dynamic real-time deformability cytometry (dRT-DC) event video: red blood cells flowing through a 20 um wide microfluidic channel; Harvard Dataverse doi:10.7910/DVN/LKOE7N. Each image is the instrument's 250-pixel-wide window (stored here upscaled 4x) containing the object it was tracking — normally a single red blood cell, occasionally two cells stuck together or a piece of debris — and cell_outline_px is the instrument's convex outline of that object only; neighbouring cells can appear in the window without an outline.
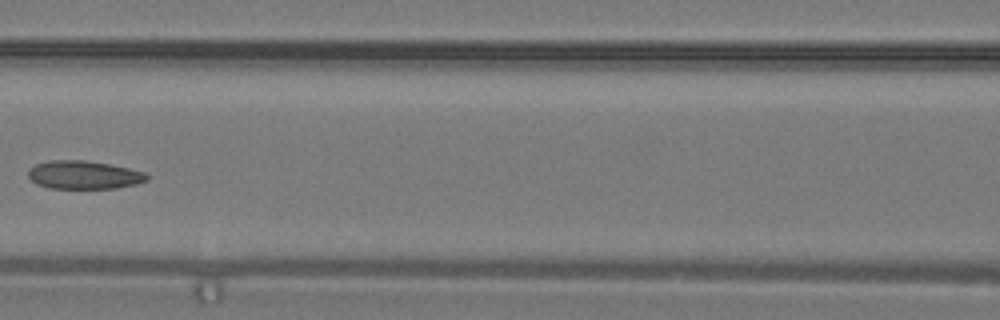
{"species": "common noctule bat (a hibernating species)", "species_latin": "Nyctalus noctula", "temperature_condition": "warm", "stored_images_in_passage": 34, "camera_frame_rate_fps": 3000, "um_per_image_px": 0.085, "animal": {"sex": "male", "body_mass_g": 19.2, "forearm_length_mm": 51.8}, "frame": {"image": 1, "passage_image": 16, "time_ms": 5.0, "image_size_px": [1000, 320], "cell_outline_px": [[148, 180], [136, 184], [116, 188], [48, 188], [36, 184], [28, 176], [28, 168], [36, 164], [48, 160], [84, 160], [108, 164], [128, 168], [144, 172], [148, 176]], "centroid_in_image_um": [7.09, 14.86], "position_along_channel_um": 159.5, "area_um2": 19.54}}
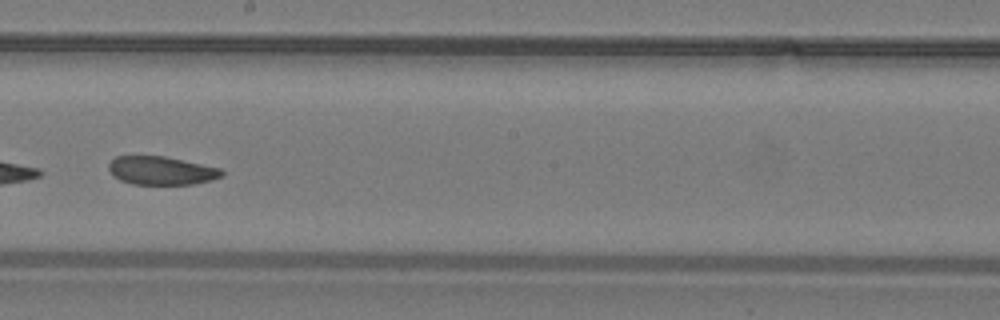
{"frame": {"image": 2, "passage_image": 20, "time_ms": 6.333, "image_size_px": [1000, 320], "cell_outline_px": [[224, 176], [212, 180], [192, 184], [132, 184], [120, 180], [112, 176], [108, 168], [108, 164], [116, 156], [164, 156], [220, 168], [224, 172]], "centroid_in_image_um": [13.7, 14.5], "position_along_channel_um": 234.5, "area_um2": 18.73}}
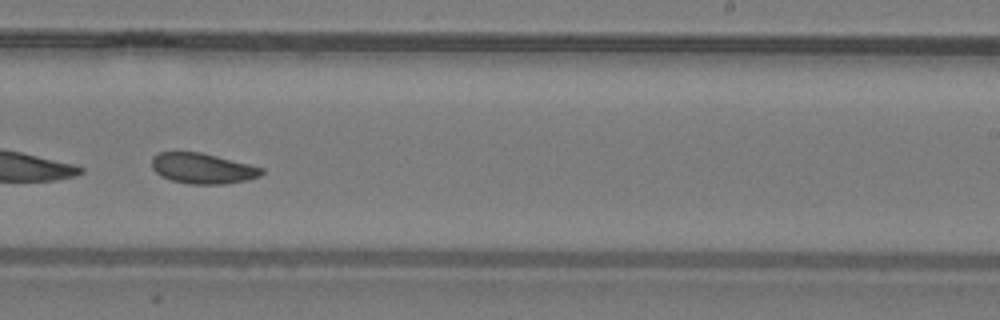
{"frame": {"image": 3, "passage_image": 22, "time_ms": 7.0, "image_size_px": [1000, 320], "cell_outline_px": [[264, 172], [260, 176], [248, 180], [224, 184], [188, 184], [172, 180], [160, 176], [152, 168], [152, 156], [160, 152], [200, 152], [264, 168]], "centroid_in_image_um": [17.21, 14.32], "position_along_channel_um": 271.8, "area_um2": 19.48}}